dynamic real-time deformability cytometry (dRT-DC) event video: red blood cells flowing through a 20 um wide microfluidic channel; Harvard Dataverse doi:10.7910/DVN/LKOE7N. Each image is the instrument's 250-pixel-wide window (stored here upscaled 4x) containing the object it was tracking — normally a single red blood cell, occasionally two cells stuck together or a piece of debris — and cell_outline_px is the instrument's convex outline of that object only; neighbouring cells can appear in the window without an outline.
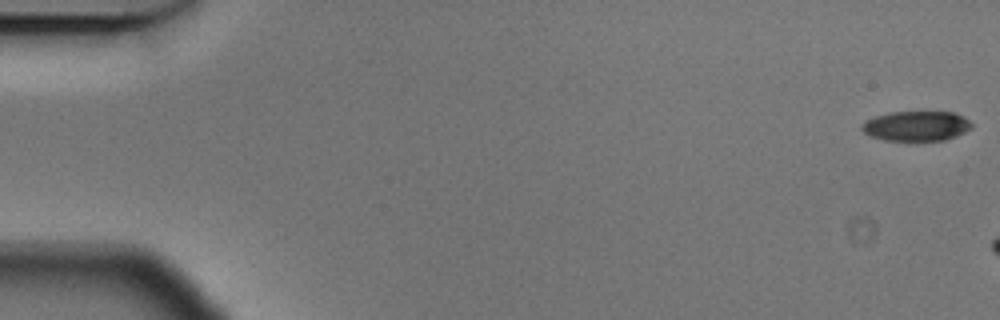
{"species": "Egyptian fruit bat (a non-hibernating species)", "species_latin": "Rousettus aegyptiacus", "temperature_condition": "cold", "stored_images_in_passage": 7, "camera_frame_rate_fps": 3000, "um_per_image_px": 0.085, "animal": {"sex": "male"}, "frame": {"image": 1, "passage_image": 1, "time_ms": 0.0, "image_size_px": [1000, 320], "cell_outline_px": [[972, 128], [956, 136], [944, 140], [884, 140], [872, 136], [864, 132], [860, 128], [868, 120], [876, 116], [888, 112], [952, 112], [964, 116], [972, 124]], "centroid_in_image_um": [77.92, 10.7], "position_along_channel_um": 7.1, "area_um2": 18.9}}